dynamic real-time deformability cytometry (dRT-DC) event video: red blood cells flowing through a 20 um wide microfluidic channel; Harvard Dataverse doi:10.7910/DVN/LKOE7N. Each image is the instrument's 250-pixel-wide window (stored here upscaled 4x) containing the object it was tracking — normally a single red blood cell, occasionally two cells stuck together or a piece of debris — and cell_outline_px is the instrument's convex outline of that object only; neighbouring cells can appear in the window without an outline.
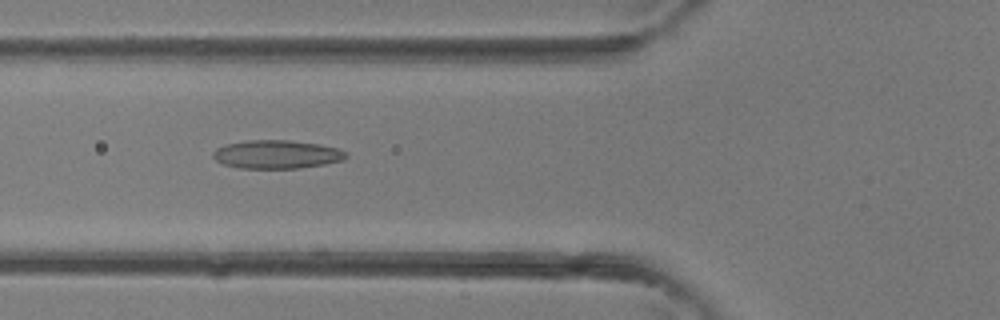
{"species": "common noctule bat (a hibernating species)", "species_latin": "Nyctalus noctula", "temperature_condition": "room temperature", "stored_images_in_passage": 4, "camera_frame_rate_fps": 3000, "um_per_image_px": 0.085, "animal": {"sex": "female"}, "frame": {"image": 1, "passage_image": 4, "time_ms": 1.0, "image_size_px": [1000, 320], "cell_outline_px": [[348, 156], [344, 160], [324, 164], [300, 168], [240, 168], [224, 164], [216, 160], [212, 156], [212, 152], [216, 148], [224, 144], [248, 140], [288, 140], [316, 144], [340, 148]], "centroid_in_image_um": [23.5, 13.12], "position_along_channel_um": 102.3, "area_um2": 22.02}}